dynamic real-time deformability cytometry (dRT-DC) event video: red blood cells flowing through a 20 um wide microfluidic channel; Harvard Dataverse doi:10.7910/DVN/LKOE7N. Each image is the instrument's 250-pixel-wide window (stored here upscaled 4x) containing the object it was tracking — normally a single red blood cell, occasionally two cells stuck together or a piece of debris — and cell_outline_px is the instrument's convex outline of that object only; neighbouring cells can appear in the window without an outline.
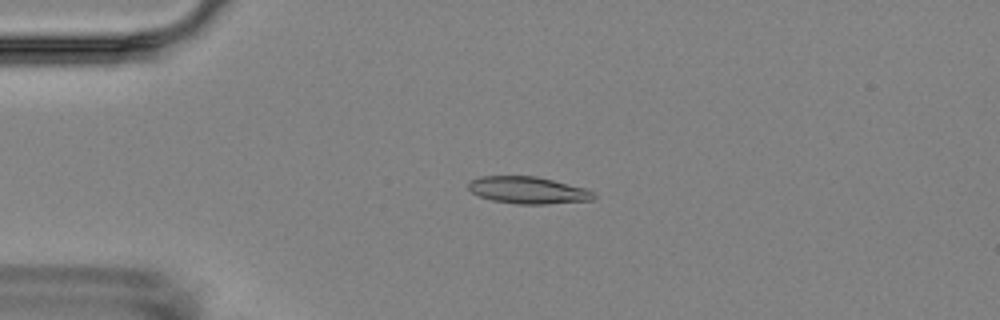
{"species": "Egyptian fruit bat (a non-hibernating species)", "species_latin": "Rousettus aegyptiacus", "temperature_condition": "room temperature", "stored_images_in_passage": 5, "camera_frame_rate_fps": 3000, "um_per_image_px": 0.085, "animal": {"sex": "female"}, "frame": {"image": 1, "passage_image": 3, "time_ms": 3.0, "image_size_px": [1000, 320], "cell_outline_px": [[596, 196], [592, 200], [548, 204], [516, 204], [492, 200], [480, 196], [472, 192], [468, 188], [468, 180], [480, 176], [536, 176], [584, 188], [592, 192]], "centroid_in_image_um": [44.84, 16.16], "position_along_channel_um": 40.2, "area_um2": 19.65}}